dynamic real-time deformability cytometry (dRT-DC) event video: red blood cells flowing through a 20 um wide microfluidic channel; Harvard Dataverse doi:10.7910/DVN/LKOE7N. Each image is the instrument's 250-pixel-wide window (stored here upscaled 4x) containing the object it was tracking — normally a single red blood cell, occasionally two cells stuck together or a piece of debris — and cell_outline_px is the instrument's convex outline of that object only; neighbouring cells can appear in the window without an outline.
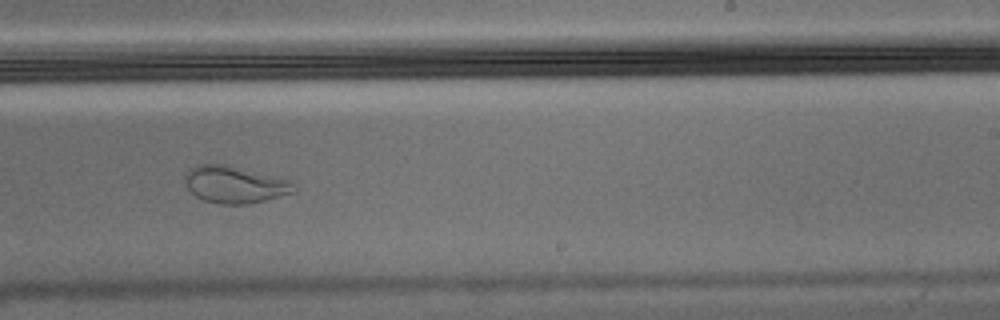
{"species": "Egyptian fruit bat (a non-hibernating species)", "species_latin": "Rousettus aegyptiacus", "temperature_condition": "warm", "stored_images_in_passage": 55, "camera_frame_rate_fps": 3000, "um_per_image_px": 0.085, "animal": {"sex": "male"}, "frame": {"image": 1, "passage_image": 34, "time_ms": 11.0, "image_size_px": [1000, 320], "cell_outline_px": [[296, 188], [292, 192], [264, 200], [248, 204], [220, 204], [204, 200], [196, 196], [184, 184], [184, 180], [188, 172], [196, 164], [224, 164], [292, 180]], "centroid_in_image_um": [19.94, 15.68], "position_along_channel_um": 269.1, "area_um2": 23.24}}
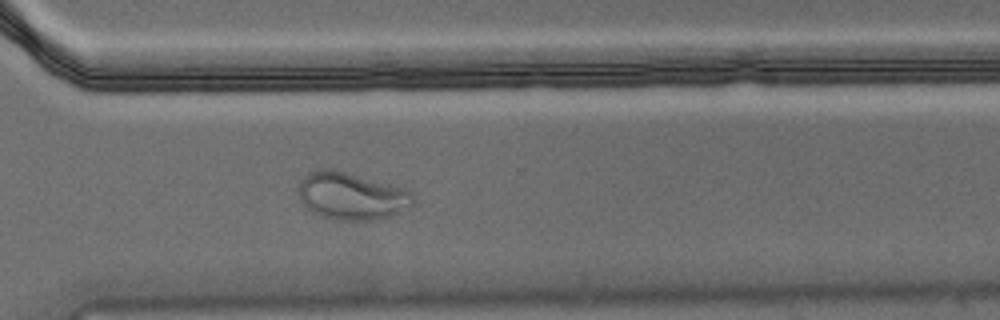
{"frame": {"image": 2, "passage_image": 40, "time_ms": 13.0, "image_size_px": [1000, 320], "cell_outline_px": [[416, 200], [412, 204], [400, 212], [392, 216], [376, 220], [332, 220], [316, 216], [300, 200], [300, 180], [308, 172], [320, 168], [332, 168], [404, 188], [412, 192]], "centroid_in_image_um": [29.87, 16.67], "position_along_channel_um": 340.7, "area_um2": 31.91}}
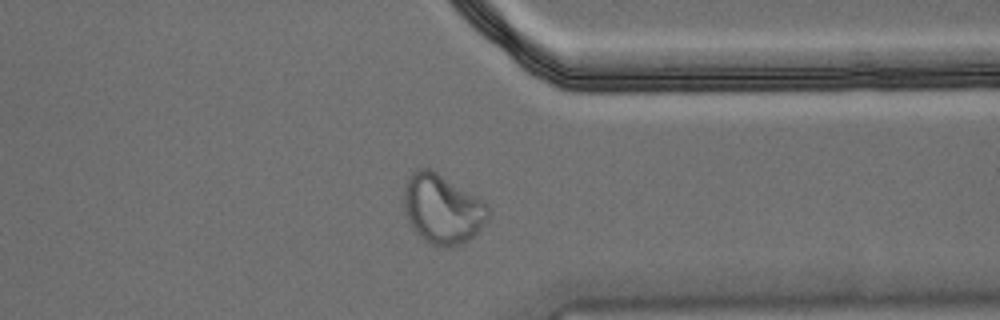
{"frame": {"image": 3, "passage_image": 43, "time_ms": 14.0, "image_size_px": [1000, 320], "cell_outline_px": [[492, 212], [480, 228], [468, 240], [460, 244], [436, 248], [424, 240], [412, 228], [408, 220], [404, 208], [404, 184], [408, 176], [416, 168], [428, 168], [436, 172], [484, 200], [492, 208]], "centroid_in_image_um": [37.6, 17.76], "position_along_channel_um": 373.8, "area_um2": 34.28}}